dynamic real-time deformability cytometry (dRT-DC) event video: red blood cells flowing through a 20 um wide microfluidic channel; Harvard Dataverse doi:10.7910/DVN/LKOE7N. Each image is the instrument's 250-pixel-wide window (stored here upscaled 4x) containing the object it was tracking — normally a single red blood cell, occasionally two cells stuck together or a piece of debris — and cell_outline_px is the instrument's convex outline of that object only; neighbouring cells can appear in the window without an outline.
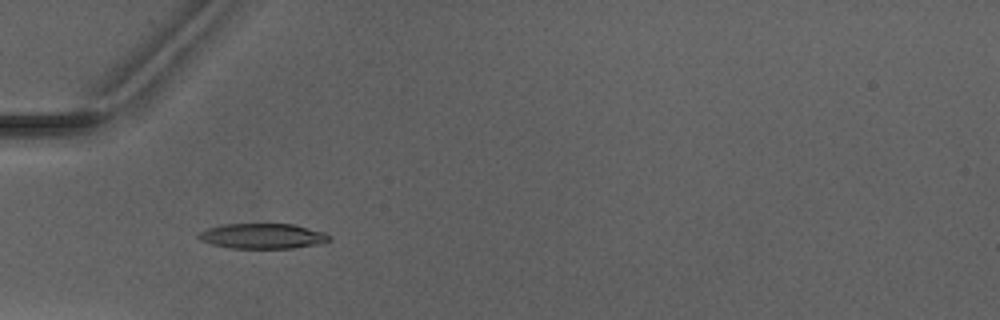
{"species": "Egyptian fruit bat (a non-hibernating species)", "species_latin": "Rousettus aegyptiacus", "temperature_condition": "warm", "stored_images_in_passage": 4, "camera_frame_rate_fps": 3000, "um_per_image_px": 0.085, "animal": {"sex": "male"}, "frame": {"image": 1, "passage_image": 4, "time_ms": 3.667, "image_size_px": [1000, 320], "cell_outline_px": [[332, 240], [320, 244], [292, 248], [228, 248], [212, 244], [200, 240], [196, 236], [200, 232], [208, 228], [224, 224], [292, 224], [324, 232], [332, 236]], "centroid_in_image_um": [22.34, 20.07], "position_along_channel_um": 62.7, "area_um2": 19.25}}